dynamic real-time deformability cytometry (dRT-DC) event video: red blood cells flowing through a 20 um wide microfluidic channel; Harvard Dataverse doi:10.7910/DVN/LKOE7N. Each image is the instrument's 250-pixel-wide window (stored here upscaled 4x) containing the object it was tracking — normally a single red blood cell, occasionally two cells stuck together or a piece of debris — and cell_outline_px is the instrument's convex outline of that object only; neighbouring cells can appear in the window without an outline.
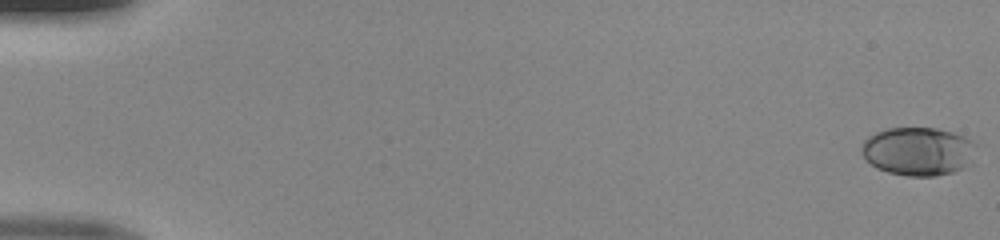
{"species": "human", "species_latin": "Homo sapiens", "temperature_condition": "room temperature", "stored_images_in_passage": 12, "camera_frame_rate_fps": 3000, "um_per_image_px": 0.085, "donor": {"sex": "male"}, "frame": {"image": 1, "passage_image": 1, "time_ms": 0.0, "image_size_px": [1000, 240], "cell_outline_px": [[976, 144], [972, 164], [964, 168], [952, 172], [936, 176], [908, 176], [888, 172], [876, 168], [860, 152], [860, 148], [864, 140], [868, 136], [884, 128], [936, 128], [952, 132], [964, 136], [972, 140]], "centroid_in_image_um": [78.06, 12.86], "position_along_channel_um": 6.9, "area_um2": 32.66}}